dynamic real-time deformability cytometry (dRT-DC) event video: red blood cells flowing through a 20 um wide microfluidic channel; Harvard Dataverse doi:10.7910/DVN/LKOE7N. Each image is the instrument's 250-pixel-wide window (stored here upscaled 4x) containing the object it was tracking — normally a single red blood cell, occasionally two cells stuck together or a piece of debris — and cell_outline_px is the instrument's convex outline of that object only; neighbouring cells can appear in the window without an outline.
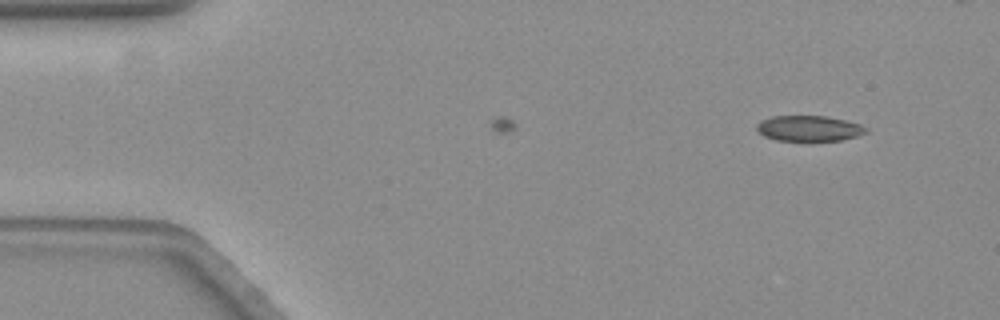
{"species": "common noctule bat (a hibernating species)", "species_latin": "Nyctalus noctula", "temperature_condition": "warm", "stored_images_in_passage": 47, "camera_frame_rate_fps": 3000, "um_per_image_px": 0.085, "animal": {"sex": "female", "body_mass_g": 19.3, "forearm_length_mm": 54.1}, "frame": {"image": 1, "passage_image": 1, "time_ms": 0.0, "image_size_px": [1000, 320], "cell_outline_px": [[868, 132], [856, 136], [840, 140], [776, 140], [764, 136], [756, 128], [756, 124], [760, 120], [772, 116], [824, 116], [844, 120], [860, 124], [868, 128]], "centroid_in_image_um": [68.75, 10.9], "position_along_channel_um": 16.3, "area_um2": 16.13}}
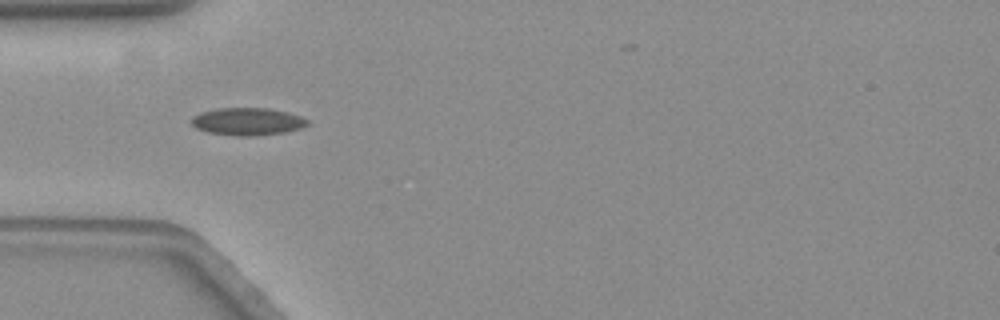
{"frame": {"image": 2, "passage_image": 14, "time_ms": 4.333, "image_size_px": [1000, 320], "cell_outline_px": [[308, 124], [300, 128], [284, 132], [256, 136], [236, 136], [208, 132], [196, 128], [188, 120], [192, 116], [200, 112], [220, 108], [268, 108], [288, 112], [300, 116], [308, 120]], "centroid_in_image_um": [21.0, 10.33], "position_along_channel_um": 64.0, "area_um2": 18.67}, "authors_computed_cell_mechanics": {"area_um2": 17.2244, "velocity_mm_per_s": 3.5505, "shape_relaxation_time_tau1_ms": 9.6185, "shape_relaxation_time_tau2_ms": 1.0269, "deformation_change_tau1": 0.2121, "deformation_change_tau2": 0.0704}}